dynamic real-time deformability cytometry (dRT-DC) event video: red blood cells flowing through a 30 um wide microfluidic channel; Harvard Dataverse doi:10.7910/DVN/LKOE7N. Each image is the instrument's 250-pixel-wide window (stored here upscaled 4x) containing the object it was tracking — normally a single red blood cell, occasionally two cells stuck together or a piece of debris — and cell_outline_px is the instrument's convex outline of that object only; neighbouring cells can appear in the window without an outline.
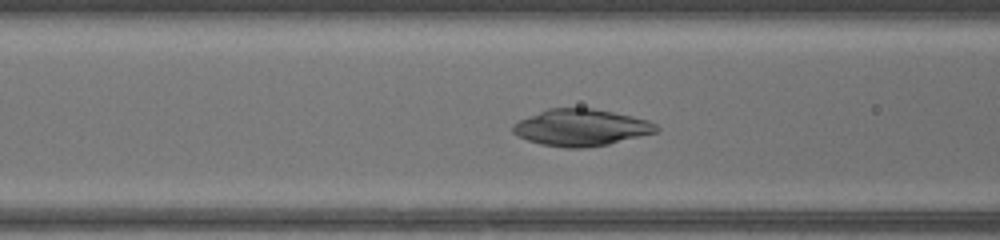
{"species": "common noctule bat (a hibernating species)", "species_latin": "Nyctalus noctula", "temperature_condition": "warm", "stored_images_in_passage": 42, "camera_frame_rate_fps": 3000, "um_per_image_px": 0.085, "animal": {"sex": "female", "body_mass_g": 17.0, "forearm_length_mm": 48.0}, "frame": {"image": 1, "passage_image": 17, "time_ms": 5.333, "image_size_px": [1000, 240], "cell_outline_px": [[660, 128], [656, 132], [608, 144], [584, 148], [564, 148], [540, 144], [528, 140], [512, 132], [512, 124], [528, 116], [548, 108], [592, 108], [632, 116], [648, 120], [656, 124]], "centroid_in_image_um": [49.38, 10.84], "position_along_channel_um": 117.2, "area_um2": 30.58}}
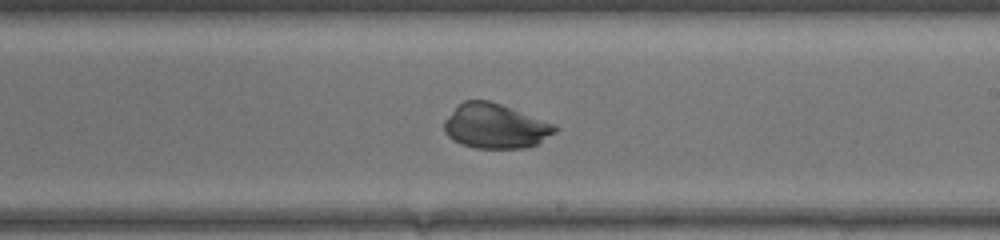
{"frame": {"image": 2, "passage_image": 26, "time_ms": 8.333, "image_size_px": [1000, 240], "cell_outline_px": [[560, 128], [556, 132], [536, 144], [524, 148], [476, 148], [452, 140], [444, 132], [444, 120], [464, 100], [488, 100], [500, 104], [556, 124]], "centroid_in_image_um": [42.12, 10.72], "position_along_channel_um": 246.9, "area_um2": 28.67}}
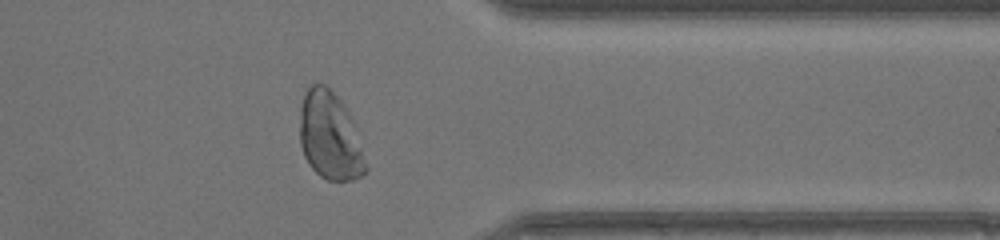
{"frame": {"image": 3, "passage_image": 36, "time_ms": 11.667, "image_size_px": [1000, 240], "cell_outline_px": [[368, 172], [352, 180], [328, 180], [320, 176], [308, 164], [304, 156], [300, 144], [300, 108], [304, 92], [312, 84], [324, 84], [344, 104], [348, 112], [368, 168]], "centroid_in_image_um": [28.01, 11.58], "position_along_channel_um": 383.4, "area_um2": 33.35}}